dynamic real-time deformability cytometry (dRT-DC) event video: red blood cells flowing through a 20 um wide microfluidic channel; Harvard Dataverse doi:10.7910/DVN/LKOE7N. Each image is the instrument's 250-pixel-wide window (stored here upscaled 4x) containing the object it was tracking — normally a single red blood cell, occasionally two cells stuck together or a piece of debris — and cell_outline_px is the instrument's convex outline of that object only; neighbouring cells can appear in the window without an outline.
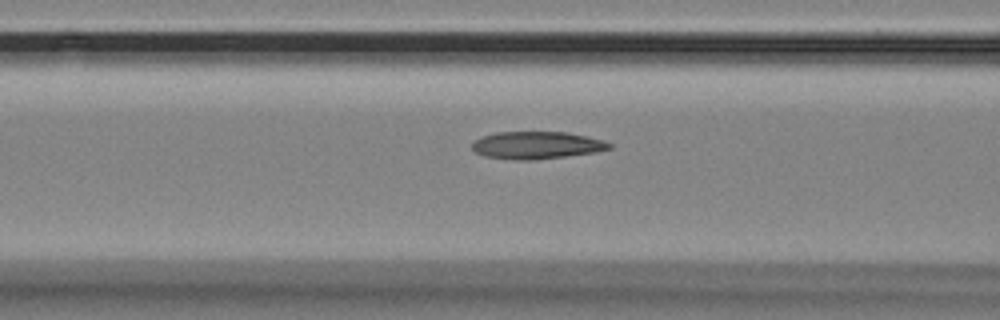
{"species": "Egyptian fruit bat (a non-hibernating species)", "species_latin": "Rousettus aegyptiacus", "temperature_condition": "room temperature", "stored_images_in_passage": 42, "camera_frame_rate_fps": 3000, "um_per_image_px": 0.085, "animal": {"sex": "female"}, "frame": {"image": 1, "passage_image": 13, "time_ms": 4.0, "image_size_px": [1000, 320], "cell_outline_px": [[612, 148], [596, 152], [532, 160], [516, 160], [484, 156], [476, 152], [472, 148], [472, 144], [480, 136], [496, 132], [568, 132], [604, 140], [612, 144]], "centroid_in_image_um": [45.62, 12.34], "position_along_channel_um": 121.0, "area_um2": 21.91}}
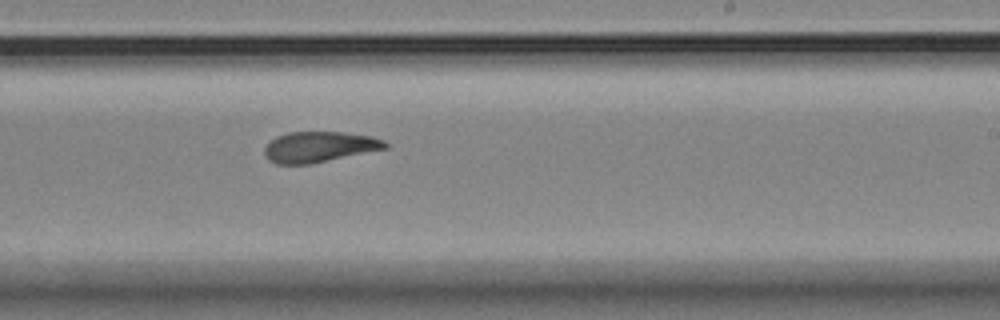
{"frame": {"image": 2, "passage_image": 25, "time_ms": 8.0, "image_size_px": [1000, 320], "cell_outline_px": [[388, 148], [308, 164], [276, 164], [268, 160], [264, 156], [264, 148], [276, 136], [288, 132], [344, 132], [372, 136], [384, 140], [388, 144]], "centroid_in_image_um": [27.12, 12.48], "position_along_channel_um": 261.9, "area_um2": 21.5}}
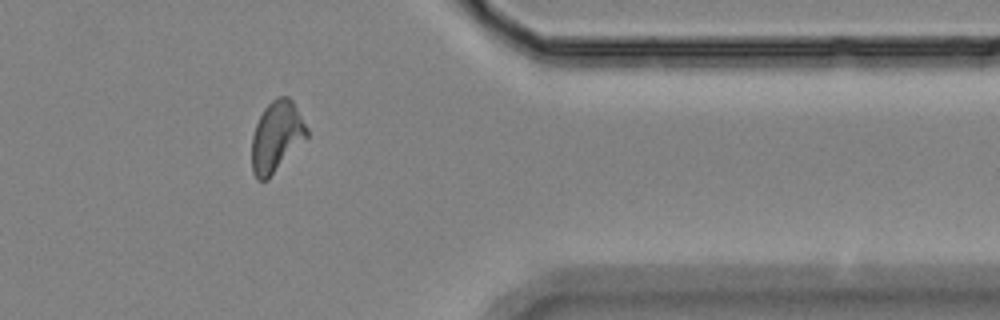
{"frame": {"image": 3, "passage_image": 37, "time_ms": 12.0, "image_size_px": [1000, 320], "cell_outline_px": [[308, 136], [268, 180], [256, 180], [252, 172], [252, 136], [256, 124], [264, 108], [276, 96], [288, 96], [292, 100], [308, 128]], "centroid_in_image_um": [23.5, 11.62], "position_along_channel_um": 387.9, "area_um2": 22.72}}